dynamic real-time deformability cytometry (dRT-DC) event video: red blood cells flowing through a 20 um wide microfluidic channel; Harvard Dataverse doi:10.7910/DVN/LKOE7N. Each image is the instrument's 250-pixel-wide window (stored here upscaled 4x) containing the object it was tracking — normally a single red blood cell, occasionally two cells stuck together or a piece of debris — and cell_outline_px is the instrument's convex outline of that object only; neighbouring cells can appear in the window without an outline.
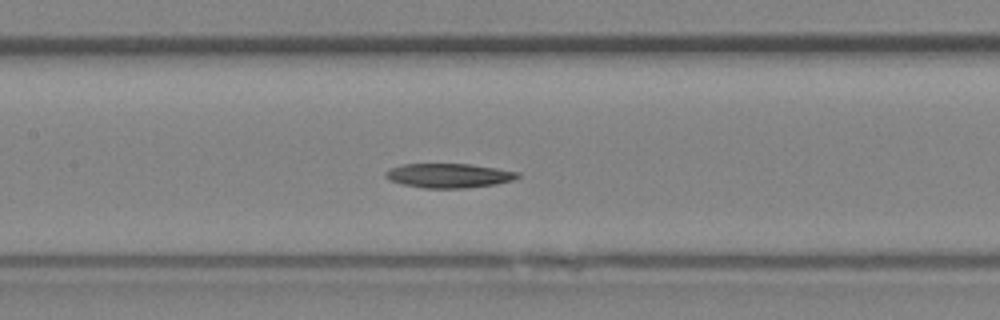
{"species": "Egyptian fruit bat (a non-hibernating species)", "species_latin": "Rousettus aegyptiacus", "temperature_condition": "room temperature", "stored_images_in_passage": 36, "camera_frame_rate_fps": 3000, "um_per_image_px": 0.085, "animal": {"sex": "female"}, "frame": {"image": 1, "passage_image": 16, "time_ms": 5.0, "image_size_px": [1000, 320], "cell_outline_px": [[520, 176], [512, 180], [496, 184], [464, 188], [424, 188], [404, 184], [392, 180], [384, 176], [384, 172], [392, 168], [404, 164], [472, 164], [520, 172]], "centroid_in_image_um": [38.18, 14.92], "position_along_channel_um": 169.2, "area_um2": 18.55}}